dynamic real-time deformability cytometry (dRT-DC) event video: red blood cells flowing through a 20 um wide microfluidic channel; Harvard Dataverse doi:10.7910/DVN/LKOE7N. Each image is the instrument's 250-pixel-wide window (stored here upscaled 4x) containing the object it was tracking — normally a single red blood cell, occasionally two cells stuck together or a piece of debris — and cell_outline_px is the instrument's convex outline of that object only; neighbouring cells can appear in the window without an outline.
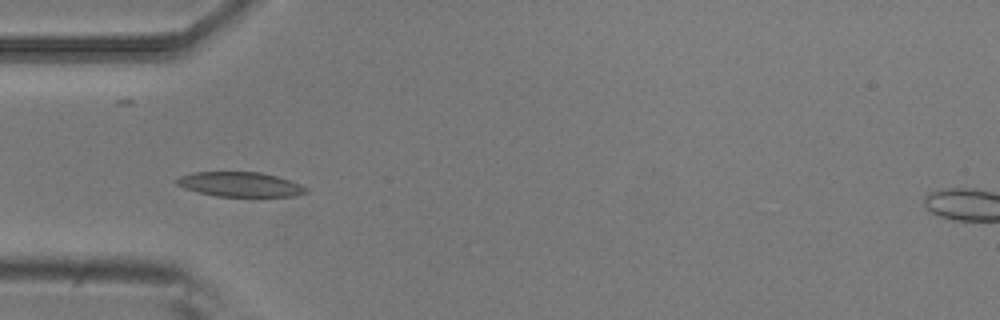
{"species": "common noctule bat (a hibernating species)", "species_latin": "Nyctalus noctula", "temperature_condition": "room temperature", "stored_images_in_passage": 5, "camera_frame_rate_fps": 3000, "um_per_image_px": 0.085, "animal": {"sex": "male", "body_mass_g": 20.5, "forearm_length_mm": 52.5}, "frame": {"image": 1, "passage_image": 5, "time_ms": 1.333, "image_size_px": [1000, 320], "cell_outline_px": [[308, 192], [296, 196], [216, 196], [184, 188], [176, 184], [172, 180], [180, 176], [196, 172], [260, 172], [276, 176], [300, 184], [308, 188]], "centroid_in_image_um": [20.4, 15.67], "position_along_channel_um": 64.6, "area_um2": 18.5}}